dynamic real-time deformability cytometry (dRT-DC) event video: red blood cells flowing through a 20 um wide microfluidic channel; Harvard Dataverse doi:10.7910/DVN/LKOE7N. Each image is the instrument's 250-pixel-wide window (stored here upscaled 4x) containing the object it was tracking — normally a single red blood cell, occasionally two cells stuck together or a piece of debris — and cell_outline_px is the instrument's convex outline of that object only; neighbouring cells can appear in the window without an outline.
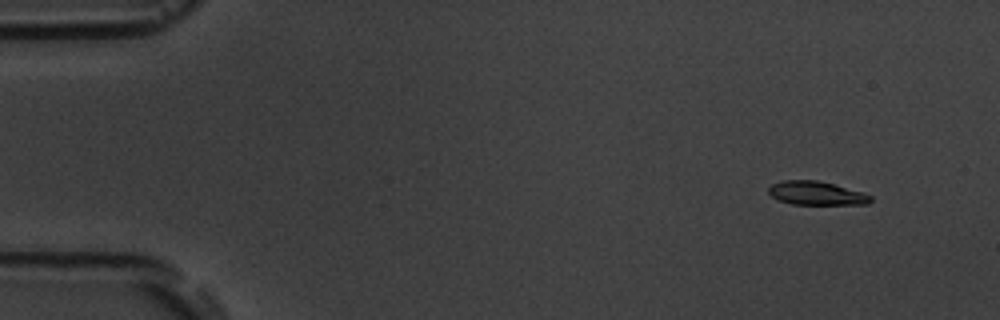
{"species": "common noctule bat (a hibernating species)", "species_latin": "Nyctalus noctula", "temperature_condition": "room temperature", "stored_images_in_passage": 6, "camera_frame_rate_fps": 3000, "um_per_image_px": 0.085, "animal": {"sex": "male", "body_mass_g": 19.5, "forearm_length_mm": 54.6}, "frame": {"image": 1, "passage_image": 2, "time_ms": 1.0, "image_size_px": [1000, 320], "cell_outline_px": [[872, 200], [868, 204], [792, 204], [780, 200], [772, 196], [768, 192], [768, 188], [772, 184], [784, 180], [816, 180], [864, 192], [872, 196]], "centroid_in_image_um": [69.41, 16.42], "position_along_channel_um": 15.6, "area_um2": 13.93}}
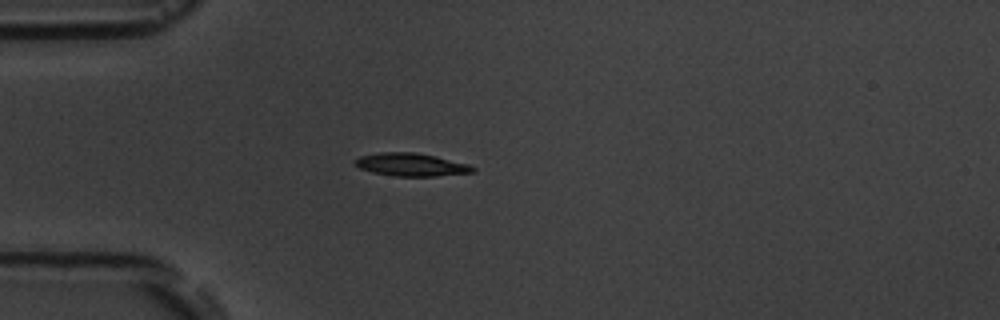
{"frame": {"image": 2, "passage_image": 5, "time_ms": 4.667, "image_size_px": [1000, 320], "cell_outline_px": [[476, 172], [436, 176], [396, 176], [372, 172], [360, 168], [352, 164], [352, 160], [360, 156], [380, 152], [412, 152], [436, 156], [468, 164], [476, 168]], "centroid_in_image_um": [34.92, 13.99], "position_along_channel_um": 50.1, "area_um2": 15.84}}